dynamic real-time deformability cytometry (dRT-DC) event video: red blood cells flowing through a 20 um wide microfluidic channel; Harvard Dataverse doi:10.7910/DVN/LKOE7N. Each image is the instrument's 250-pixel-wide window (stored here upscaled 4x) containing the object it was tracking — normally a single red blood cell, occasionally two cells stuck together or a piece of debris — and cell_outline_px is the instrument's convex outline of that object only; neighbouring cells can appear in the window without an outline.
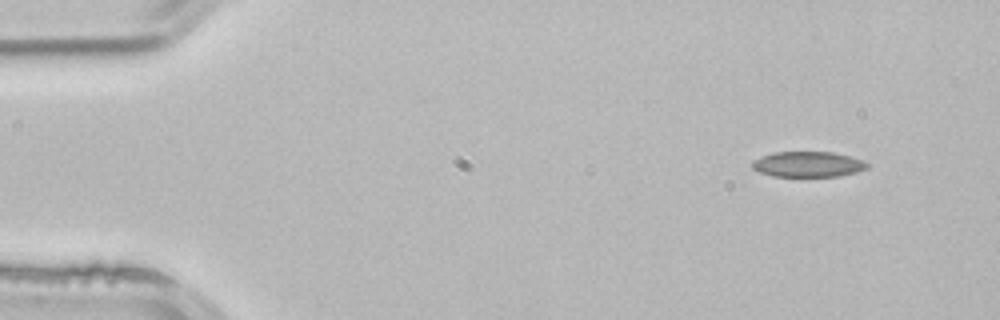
{"species": "common noctule bat (a hibernating species)", "species_latin": "Nyctalus noctula", "temperature_condition": "room temperature", "stored_images_in_passage": 2, "camera_frame_rate_fps": 3000, "um_per_image_px": 0.085, "animal": {"sex": "male", "body_mass_g": 21.5, "forearm_length_mm": 52.0}, "frame": {"image": 1, "passage_image": 1, "time_ms": 0.0, "image_size_px": [1000, 320], "cell_outline_px": [[868, 168], [856, 172], [840, 176], [772, 176], [760, 172], [752, 168], [752, 160], [760, 156], [776, 152], [832, 152], [848, 156], [860, 160], [868, 164]], "centroid_in_image_um": [68.63, 13.96], "position_along_channel_um": 16.4, "area_um2": 16.94}}